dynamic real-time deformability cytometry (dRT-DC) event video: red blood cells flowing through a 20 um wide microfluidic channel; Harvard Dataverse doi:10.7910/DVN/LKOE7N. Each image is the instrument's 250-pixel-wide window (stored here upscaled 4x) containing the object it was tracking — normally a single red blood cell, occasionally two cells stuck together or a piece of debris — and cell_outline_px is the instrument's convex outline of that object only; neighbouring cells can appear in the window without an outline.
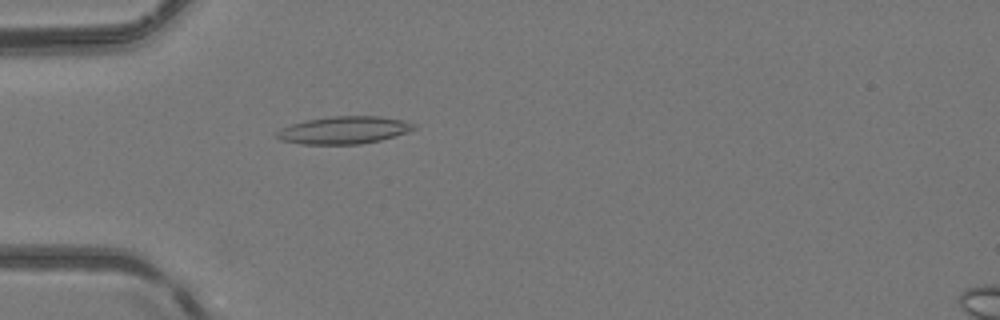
{"species": "common noctule bat (a hibernating species)", "species_latin": "Nyctalus noctula", "temperature_condition": "room temperature", "stored_images_in_passage": 48, "camera_frame_rate_fps": 3000, "um_per_image_px": 0.085, "animal": {"sex": "female", "body_mass_g": 24.6, "forearm_length_mm": 56.2}, "frame": {"image": 1, "passage_image": 13, "time_ms": 4.0, "image_size_px": [1000, 320], "cell_outline_px": [[416, 128], [408, 132], [380, 140], [360, 144], [300, 144], [280, 140], [276, 136], [276, 132], [280, 128], [292, 124], [308, 120], [332, 116], [380, 116], [404, 120], [416, 124]], "centroid_in_image_um": [29.25, 11.06], "position_along_channel_um": 55.8, "area_um2": 21.96}}
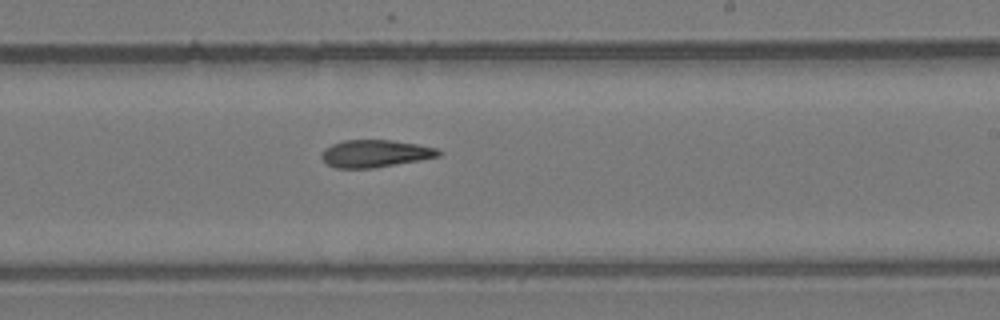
{"frame": {"image": 2, "passage_image": 28, "time_ms": 9.0, "image_size_px": [1000, 320], "cell_outline_px": [[444, 152], [440, 156], [420, 160], [376, 168], [336, 168], [328, 164], [320, 156], [320, 152], [324, 148], [332, 144], [344, 140], [392, 140], [416, 144], [436, 148]], "centroid_in_image_um": [31.89, 13.05], "position_along_channel_um": 257.1, "area_um2": 18.79}}
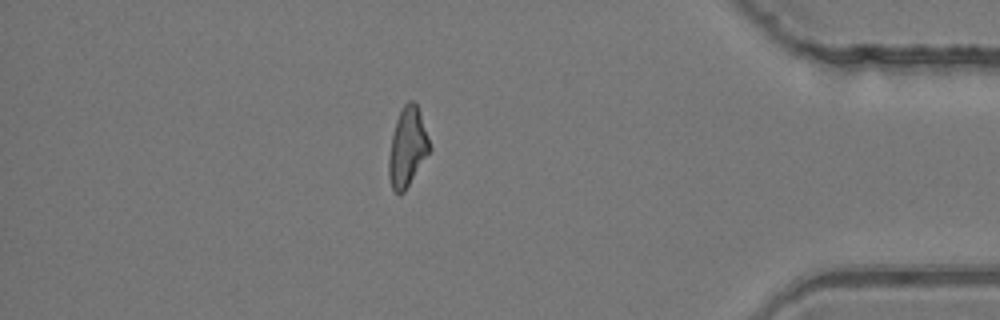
{"frame": {"image": 3, "passage_image": 41, "time_ms": 13.333, "image_size_px": [1000, 320], "cell_outline_px": [[432, 148], [404, 192], [396, 192], [392, 188], [388, 176], [388, 160], [392, 136], [396, 120], [404, 104], [408, 100], [412, 100], [416, 104], [420, 112]], "centroid_in_image_um": [34.63, 12.5], "position_along_channel_um": 400.6, "area_um2": 18.61}}